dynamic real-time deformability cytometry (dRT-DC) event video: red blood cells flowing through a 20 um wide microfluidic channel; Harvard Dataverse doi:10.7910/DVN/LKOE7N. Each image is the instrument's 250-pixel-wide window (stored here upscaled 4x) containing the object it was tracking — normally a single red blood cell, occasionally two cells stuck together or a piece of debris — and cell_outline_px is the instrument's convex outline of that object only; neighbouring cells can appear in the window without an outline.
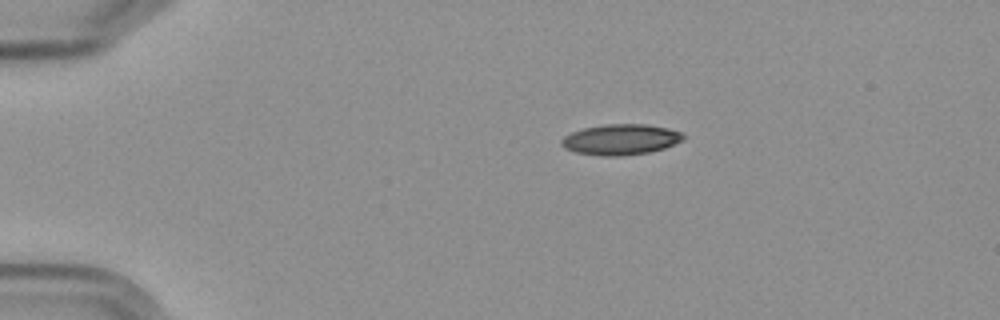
{"species": "Egyptian fruit bat (a non-hibernating species)", "species_latin": "Rousettus aegyptiacus", "temperature_condition": "cold", "stored_images_in_passage": 4, "camera_frame_rate_fps": 3000, "um_per_image_px": 0.085, "frame": {"image": 1, "passage_image": 1, "time_ms": 0.0, "image_size_px": [1000, 320], "cell_outline_px": [[684, 136], [680, 140], [664, 148], [648, 152], [620, 156], [600, 156], [576, 152], [564, 148], [560, 144], [560, 140], [564, 136], [572, 132], [584, 128], [604, 124], [648, 124], [668, 128], [684, 132]], "centroid_in_image_um": [52.73, 11.85], "position_along_channel_um": 32.3, "area_um2": 21.73}}
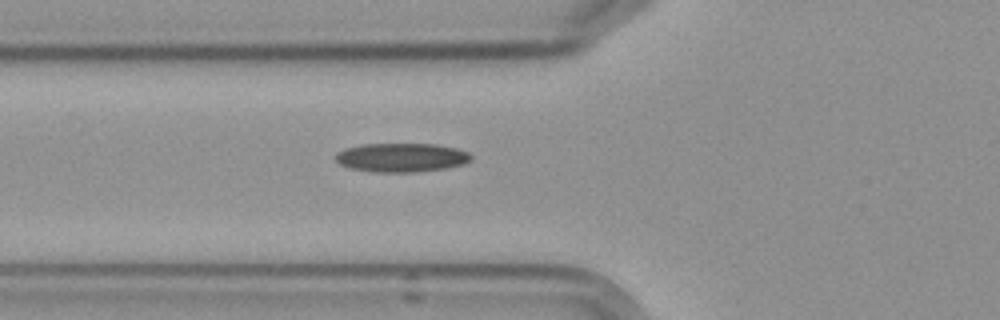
{"frame": {"image": 2, "passage_image": 4, "time_ms": 3.333, "image_size_px": [1000, 320], "cell_outline_px": [[472, 156], [464, 164], [444, 168], [416, 172], [372, 172], [348, 168], [340, 164], [336, 160], [336, 152], [344, 148], [360, 144], [436, 144], [456, 148], [468, 152]], "centroid_in_image_um": [34.07, 13.39], "position_along_channel_um": 91.7, "area_um2": 22.89}}